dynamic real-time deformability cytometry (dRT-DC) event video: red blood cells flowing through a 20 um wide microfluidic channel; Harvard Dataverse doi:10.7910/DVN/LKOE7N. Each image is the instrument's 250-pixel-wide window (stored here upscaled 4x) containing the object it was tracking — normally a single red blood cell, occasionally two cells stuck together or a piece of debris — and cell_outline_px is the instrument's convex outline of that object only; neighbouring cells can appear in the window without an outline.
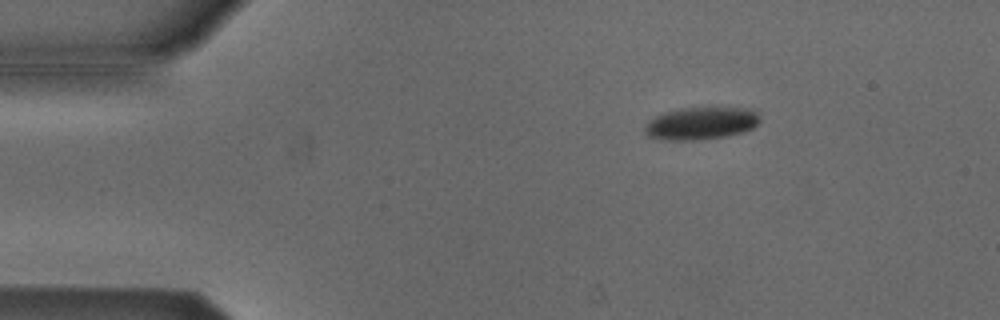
{"species": "Egyptian fruit bat (a non-hibernating species)", "species_latin": "Rousettus aegyptiacus", "temperature_condition": "cold", "stored_images_in_passage": 46, "camera_frame_rate_fps": 3000, "um_per_image_px": 0.085, "animal": {"sex": "male"}, "frame": {"image": 1, "passage_image": 1, "time_ms": 0.0, "image_size_px": [1000, 320], "cell_outline_px": [[760, 120], [752, 128], [740, 132], [724, 136], [700, 140], [660, 140], [648, 136], [644, 132], [644, 128], [648, 120], [664, 112], [680, 108], [748, 108], [756, 112]], "centroid_in_image_um": [59.52, 10.49], "position_along_channel_um": 25.5, "area_um2": 21.68}}
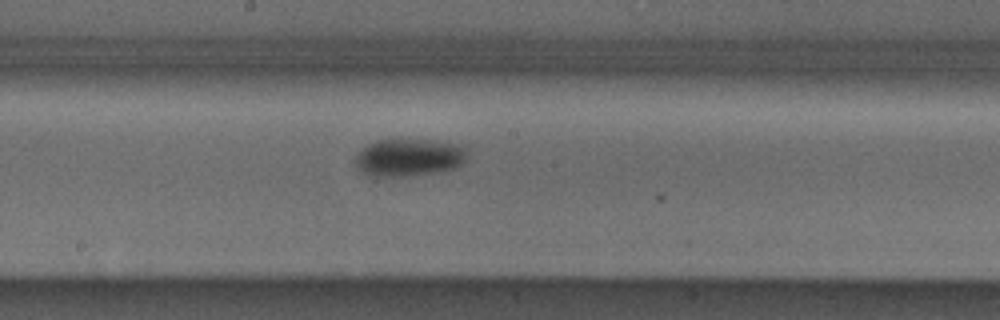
{"frame": {"image": 2, "passage_image": 21, "time_ms": 6.667, "image_size_px": [1000, 320], "cell_outline_px": [[468, 160], [464, 164], [456, 168], [444, 172], [412, 176], [368, 176], [360, 172], [356, 168], [356, 156], [368, 144], [380, 140], [436, 140], [468, 144]], "centroid_in_image_um": [34.91, 13.39], "position_along_channel_um": 213.3, "area_um2": 25.37}}
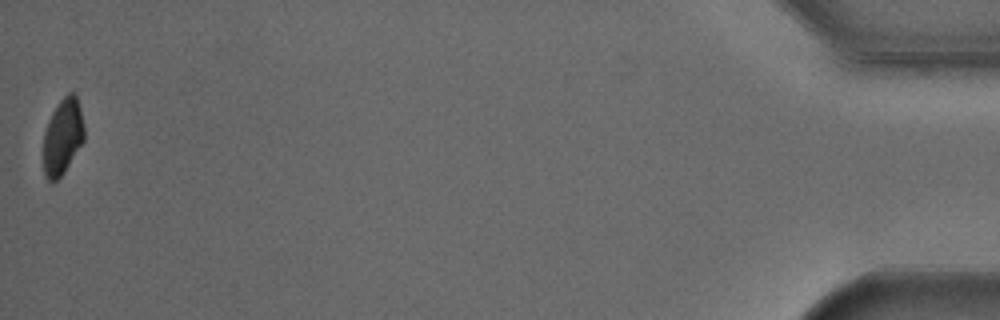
{"frame": {"image": 3, "passage_image": 46, "time_ms": 15.0, "image_size_px": [1000, 320], "cell_outline_px": [[84, 140], [64, 172], [52, 184], [44, 176], [44, 132], [48, 120], [52, 112], [60, 100], [68, 92], [76, 92], [84, 124]], "centroid_in_image_um": [5.33, 11.59], "position_along_channel_um": 429.9, "area_um2": 18.15}, "authors_computed_cell_mechanics": {"area_um2": 23.12, "velocity_mm_per_s": 3.8184, "shape_relaxation_time_tau1_ms": 1.9567, "shape_relaxation_time_tau2_ms": null, "deformation_change_tau1": 0.0724, "deformation_change_tau2": null}}